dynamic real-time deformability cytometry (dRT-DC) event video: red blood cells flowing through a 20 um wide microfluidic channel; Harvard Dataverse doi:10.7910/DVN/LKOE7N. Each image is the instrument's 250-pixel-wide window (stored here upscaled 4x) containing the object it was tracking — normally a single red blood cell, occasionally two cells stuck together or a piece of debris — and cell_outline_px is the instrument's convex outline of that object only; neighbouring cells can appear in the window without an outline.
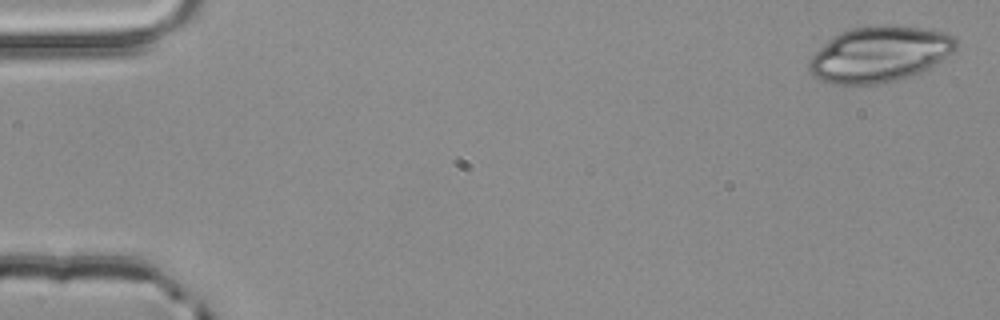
{"species": "common noctule bat (a hibernating species)", "species_latin": "Nyctalus noctula", "temperature_condition": "room temperature", "stored_images_in_passage": 4, "camera_frame_rate_fps": 3000, "um_per_image_px": 0.085, "animal": {"sex": "male", "body_mass_g": 20.4}, "frame": {"image": 1, "passage_image": 1, "time_ms": 0.0, "image_size_px": [1000, 320], "cell_outline_px": [[960, 44], [952, 52], [936, 64], [912, 76], [896, 80], [876, 84], [832, 84], [820, 80], [808, 72], [808, 64], [812, 56], [828, 40], [840, 32], [848, 28], [876, 24], [896, 24], [944, 32], [956, 36]], "centroid_in_image_um": [74.77, 4.58], "position_along_channel_um": 10.2, "area_um2": 48.21}}